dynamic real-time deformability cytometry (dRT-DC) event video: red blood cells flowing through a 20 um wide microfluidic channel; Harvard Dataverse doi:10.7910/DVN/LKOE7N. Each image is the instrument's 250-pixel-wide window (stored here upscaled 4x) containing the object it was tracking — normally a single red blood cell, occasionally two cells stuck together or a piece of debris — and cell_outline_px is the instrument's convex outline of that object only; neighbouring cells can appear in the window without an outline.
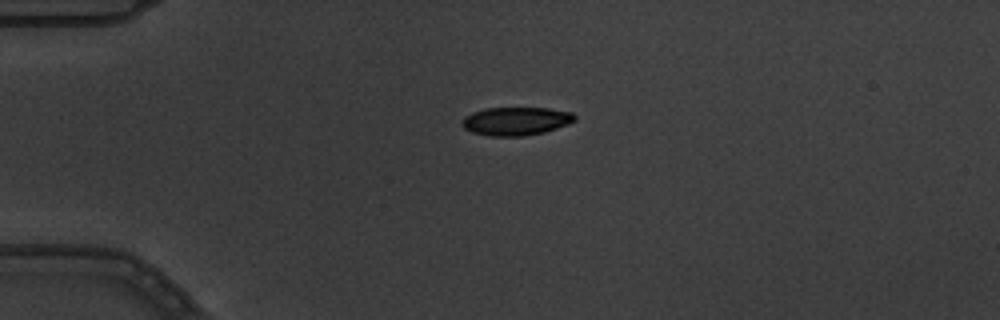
{"species": "common noctule bat (a hibernating species)", "species_latin": "Nyctalus noctula", "temperature_condition": "warm", "stored_images_in_passage": 3, "camera_frame_rate_fps": 3000, "um_per_image_px": 0.085, "animal": {"sex": "male", "body_mass_g": 19.5, "forearm_length_mm": 54.6}, "frame": {"image": 1, "passage_image": 1, "time_ms": 0.0, "image_size_px": [1000, 320], "cell_outline_px": [[576, 120], [568, 124], [544, 132], [524, 136], [488, 136], [472, 132], [464, 128], [460, 124], [464, 116], [472, 112], [484, 108], [548, 108], [572, 112], [576, 116]], "centroid_in_image_um": [43.83, 10.29], "position_along_channel_um": 41.2, "area_um2": 18.73}}